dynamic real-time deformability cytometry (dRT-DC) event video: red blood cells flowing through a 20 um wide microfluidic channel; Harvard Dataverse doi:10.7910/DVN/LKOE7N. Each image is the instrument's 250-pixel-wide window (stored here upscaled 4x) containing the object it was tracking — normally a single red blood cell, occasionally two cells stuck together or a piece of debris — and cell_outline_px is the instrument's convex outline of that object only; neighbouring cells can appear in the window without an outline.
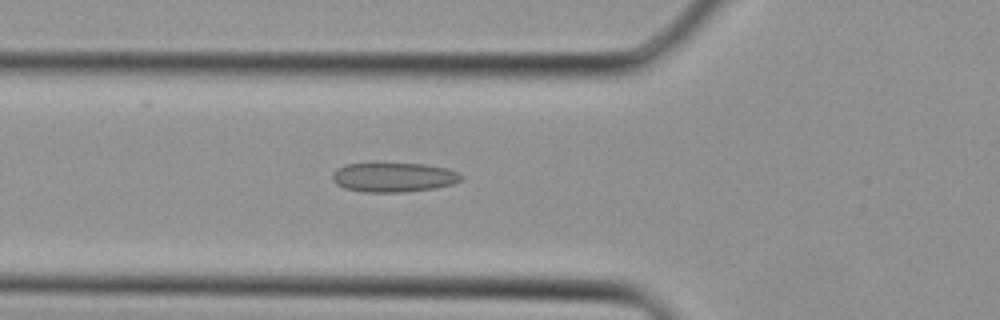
{"species": "Egyptian fruit bat (a non-hibernating species)", "species_latin": "Rousettus aegyptiacus", "temperature_condition": "cold", "stored_images_in_passage": 25, "camera_frame_rate_fps": 3000, "um_per_image_px": 0.085, "animal": {"sex": "female"}, "frame": {"image": 1, "passage_image": 7, "time_ms": 2.0, "image_size_px": [1000, 320], "cell_outline_px": [[464, 176], [460, 180], [452, 184], [436, 188], [404, 192], [364, 192], [344, 188], [336, 184], [332, 180], [332, 172], [336, 168], [344, 164], [376, 160], [380, 160], [424, 164], [448, 168]], "centroid_in_image_um": [33.38, 15.01], "position_along_channel_um": 92.4, "area_um2": 23.29}}
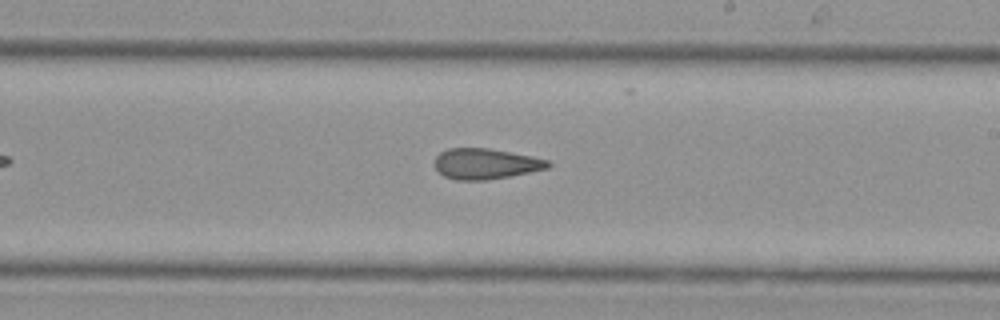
{"frame": {"image": 2, "passage_image": 15, "time_ms": 4.667, "image_size_px": [1000, 320], "cell_outline_px": [[552, 164], [548, 168], [488, 180], [456, 180], [444, 176], [436, 168], [436, 156], [440, 152], [448, 148], [488, 148], [532, 156], [552, 160]], "centroid_in_image_um": [41.31, 13.91], "position_along_channel_um": 247.7, "area_um2": 20.17}}
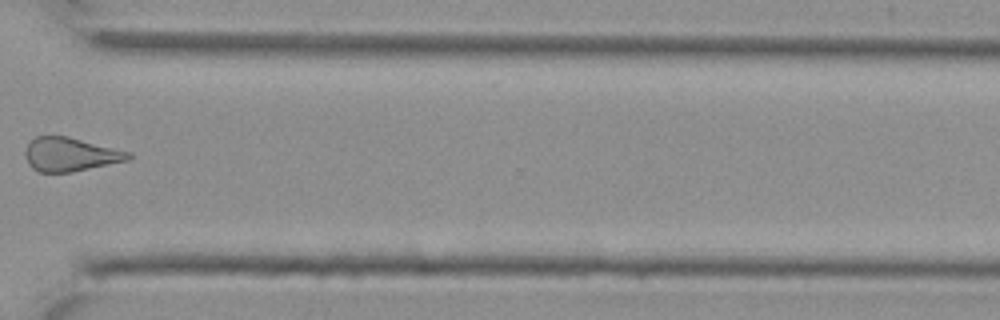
{"frame": {"image": 3, "passage_image": 21, "time_ms": 6.667, "image_size_px": [1000, 320], "cell_outline_px": [[132, 156], [128, 160], [72, 172], [40, 172], [32, 168], [28, 164], [24, 156], [24, 152], [28, 144], [36, 136], [68, 136], [128, 152]], "centroid_in_image_um": [5.92, 13.13], "position_along_channel_um": 364.7, "area_um2": 20.06}}